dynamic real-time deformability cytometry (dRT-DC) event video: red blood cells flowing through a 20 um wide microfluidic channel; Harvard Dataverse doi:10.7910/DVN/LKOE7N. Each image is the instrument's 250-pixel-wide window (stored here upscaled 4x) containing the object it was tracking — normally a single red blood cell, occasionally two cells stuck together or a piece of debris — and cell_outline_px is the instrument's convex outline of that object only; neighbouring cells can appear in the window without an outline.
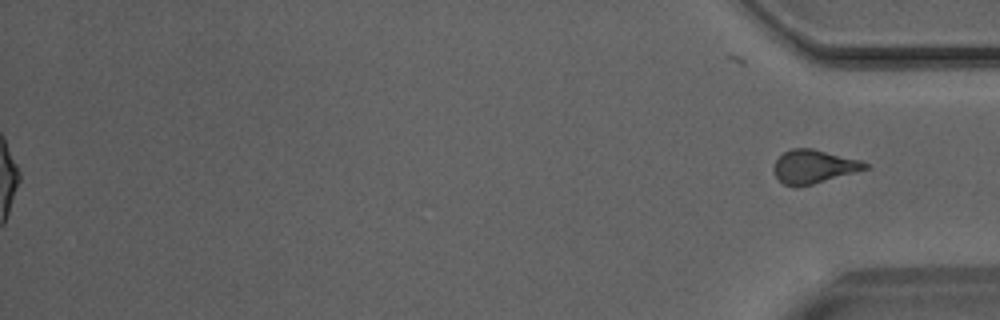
{"species": "Egyptian fruit bat (a non-hibernating species)", "species_latin": "Rousettus aegyptiacus", "temperature_condition": "room temperature", "stored_images_in_passage": 38, "segment_of_instrument_passage": [2, 2], "camera_frame_rate_fps": 3000, "um_per_image_px": 0.085, "animal": {"sex": "male"}, "frame": {"image": 1, "passage_image": 38, "time_ms": 12.333, "image_size_px": [1000, 320], "cell_outline_px": [[868, 168], [812, 184], [784, 184], [776, 176], [772, 168], [776, 160], [784, 152], [792, 148], [812, 148], [860, 160], [868, 164]], "centroid_in_image_um": [69.15, 14.12], "position_along_channel_um": 366.0, "area_um2": 17.22}}